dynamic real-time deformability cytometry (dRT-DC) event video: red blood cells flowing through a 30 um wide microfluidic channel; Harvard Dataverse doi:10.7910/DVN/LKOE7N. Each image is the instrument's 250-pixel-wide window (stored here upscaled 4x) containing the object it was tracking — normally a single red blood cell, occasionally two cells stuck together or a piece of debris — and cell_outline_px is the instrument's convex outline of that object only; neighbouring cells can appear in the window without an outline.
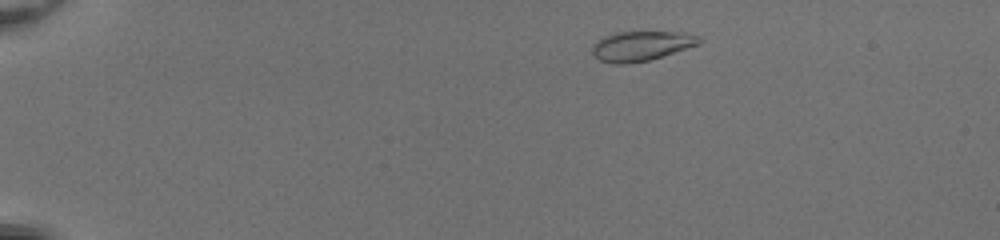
{"species": "common noctule bat (a hibernating species)", "species_latin": "Nyctalus noctula", "temperature_condition": "room temperature", "stored_images_in_passage": 45, "camera_frame_rate_fps": 3000, "um_per_image_px": 0.085, "animal": {"sex": "female", "body_mass_g": 20.0, "forearm_length_mm": 54.0}, "frame": {"image": 1, "passage_image": 3, "time_ms": 0.667, "image_size_px": [1000, 240], "cell_outline_px": [[704, 40], [700, 44], [648, 60], [628, 64], [616, 64], [600, 60], [592, 52], [592, 44], [604, 36], [616, 32], [684, 32], [700, 36]], "centroid_in_image_um": [54.53, 3.89], "position_along_channel_um": 30.5, "area_um2": 18.5}}
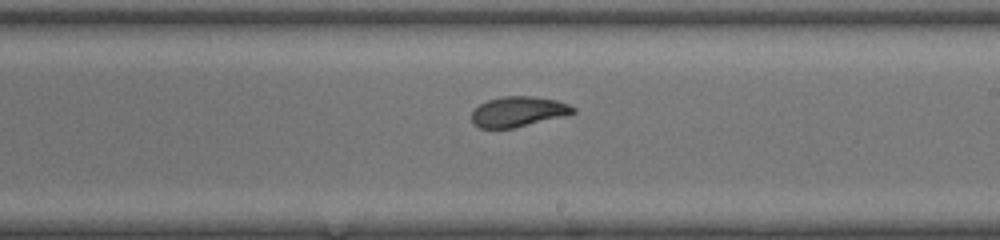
{"frame": {"image": 2, "passage_image": 26, "time_ms": 8.333, "image_size_px": [1000, 240], "cell_outline_px": [[576, 112], [564, 116], [512, 128], [480, 128], [472, 124], [472, 112], [480, 104], [488, 100], [500, 96], [532, 96], [556, 100], [568, 104], [576, 108]], "centroid_in_image_um": [44.04, 9.48], "position_along_channel_um": 245.0, "area_um2": 17.8}}
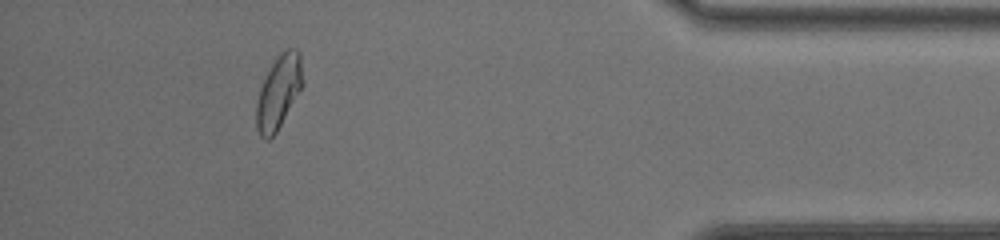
{"frame": {"image": 3, "passage_image": 41, "time_ms": 13.333, "image_size_px": [1000, 240], "cell_outline_px": [[304, 84], [276, 132], [268, 140], [264, 140], [260, 136], [256, 128], [256, 100], [260, 88], [272, 64], [280, 52], [288, 48], [296, 48], [300, 52]], "centroid_in_image_um": [23.69, 7.82], "position_along_channel_um": 411.5, "area_um2": 19.83}, "authors_computed_cell_mechanics": {"area_um2": 18.785, "velocity_mm_per_s": 4.1024, "shape_relaxation_time_tau1_ms": 4.4515, "shape_relaxation_time_tau2_ms": 1.5041, "deformation_change_tau1": 0.1497, "deformation_change_tau2": 0.0471}}